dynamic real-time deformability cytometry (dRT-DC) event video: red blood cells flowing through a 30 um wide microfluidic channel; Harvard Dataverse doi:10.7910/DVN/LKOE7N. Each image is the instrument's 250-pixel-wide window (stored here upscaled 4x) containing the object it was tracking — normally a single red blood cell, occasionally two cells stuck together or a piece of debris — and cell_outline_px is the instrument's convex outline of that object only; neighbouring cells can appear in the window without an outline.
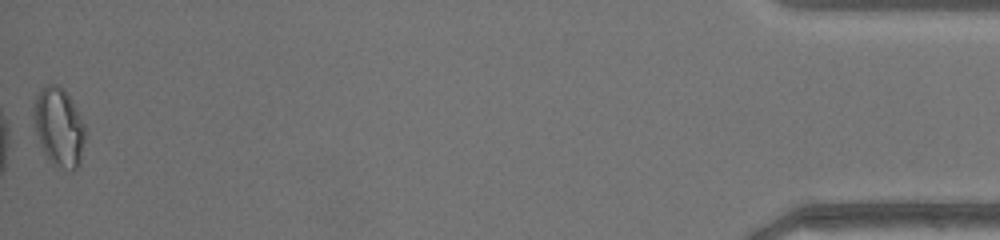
{"species": "common noctule bat (a hibernating species)", "species_latin": "Nyctalus noctula", "temperature_condition": "warm", "stored_images_in_passage": 49, "camera_frame_rate_fps": 3000, "um_per_image_px": 0.085, "animal": {"sex": "female", "body_mass_g": 17.0, "forearm_length_mm": 48.0}, "frame": {"image": 1, "passage_image": 49, "time_ms": 16.0, "image_size_px": [1000, 240], "cell_outline_px": [[84, 140], [80, 164], [72, 172], [52, 164], [48, 160], [44, 152], [36, 132], [32, 112], [32, 108], [36, 96], [40, 88], [48, 84], [56, 84], [64, 88], [84, 124]], "centroid_in_image_um": [4.98, 10.8], "position_along_channel_um": 430.2, "area_um2": 23.58}, "authors_computed_cell_mechanics": {"area_um2": 17.8602, "velocity_mm_per_s": 4.3448, "shape_relaxation_time_tau1_ms": null, "shape_relaxation_time_tau2_ms": 1.0083, "deformation_change_tau1": null, "deformation_change_tau2": 0.0405}}